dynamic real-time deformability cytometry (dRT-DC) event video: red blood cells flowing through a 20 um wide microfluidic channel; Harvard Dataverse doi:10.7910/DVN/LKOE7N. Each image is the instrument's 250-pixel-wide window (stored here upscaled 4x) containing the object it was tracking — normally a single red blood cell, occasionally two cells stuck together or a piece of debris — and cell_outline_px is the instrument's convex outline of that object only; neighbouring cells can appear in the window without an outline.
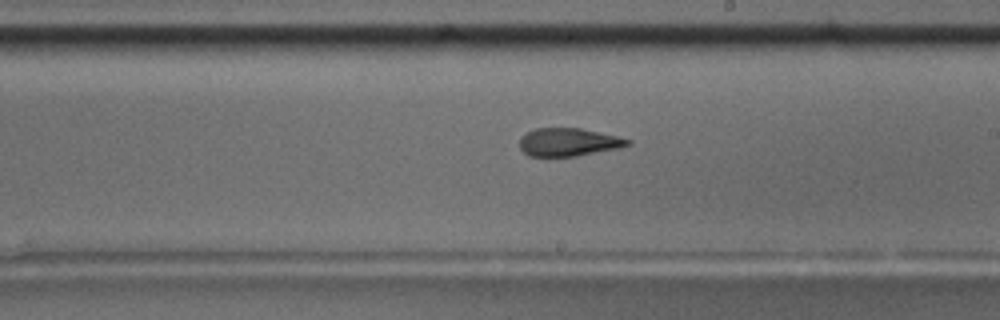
{"species": "common noctule bat (a hibernating species)", "species_latin": "Nyctalus noctula", "temperature_condition": "room temperature", "stored_images_in_passage": 55, "camera_frame_rate_fps": 3000, "um_per_image_px": 0.085, "animal": {"sex": "male", "body_mass_g": 17.5, "forearm_length_mm": 52.3}, "frame": {"image": 1, "passage_image": 32, "time_ms": 10.333, "image_size_px": [1000, 320], "cell_outline_px": [[632, 144], [620, 148], [576, 156], [528, 156], [520, 148], [520, 140], [528, 132], [536, 128], [580, 128], [616, 136], [632, 140]], "centroid_in_image_um": [48.36, 12.09], "position_along_channel_um": 240.6, "area_um2": 17.51}, "authors_computed_cell_mechanics": {"area_um2": 18.4382, "velocity_mm_per_s": 3.7051, "shape_relaxation_time_tau1_ms": 7.686, "shape_relaxation_time_tau2_ms": 2.0801, "deformation_change_tau1": 0.1896, "deformation_change_tau2": 0.1006}}